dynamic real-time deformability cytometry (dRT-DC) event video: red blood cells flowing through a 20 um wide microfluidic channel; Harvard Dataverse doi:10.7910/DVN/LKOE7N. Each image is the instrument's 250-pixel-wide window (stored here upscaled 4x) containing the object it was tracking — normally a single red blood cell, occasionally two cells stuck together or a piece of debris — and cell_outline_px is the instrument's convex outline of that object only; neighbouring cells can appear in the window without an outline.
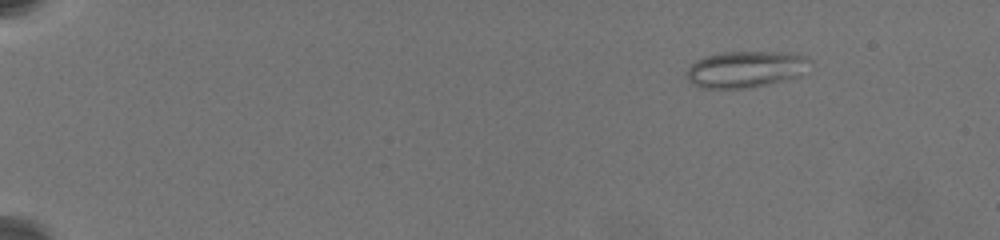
{"species": "common noctule bat (a hibernating species)", "species_latin": "Nyctalus noctula", "temperature_condition": "warm", "stored_images_in_passage": 9, "camera_frame_rate_fps": 3000, "um_per_image_px": 0.085, "animal": {"sex": "female", "body_mass_g": 19.5, "forearm_length_mm": 54.1}, "frame": {"image": 1, "passage_image": 1, "time_ms": 0.0, "image_size_px": [1000, 240], "cell_outline_px": [[808, 60], [800, 76], [764, 84], [744, 88], [704, 88], [688, 80], [688, 68], [696, 60], [708, 56], [724, 52], [776, 52], [804, 56]], "centroid_in_image_um": [63.32, 5.88], "position_along_channel_um": 21.7, "area_um2": 25.2}}